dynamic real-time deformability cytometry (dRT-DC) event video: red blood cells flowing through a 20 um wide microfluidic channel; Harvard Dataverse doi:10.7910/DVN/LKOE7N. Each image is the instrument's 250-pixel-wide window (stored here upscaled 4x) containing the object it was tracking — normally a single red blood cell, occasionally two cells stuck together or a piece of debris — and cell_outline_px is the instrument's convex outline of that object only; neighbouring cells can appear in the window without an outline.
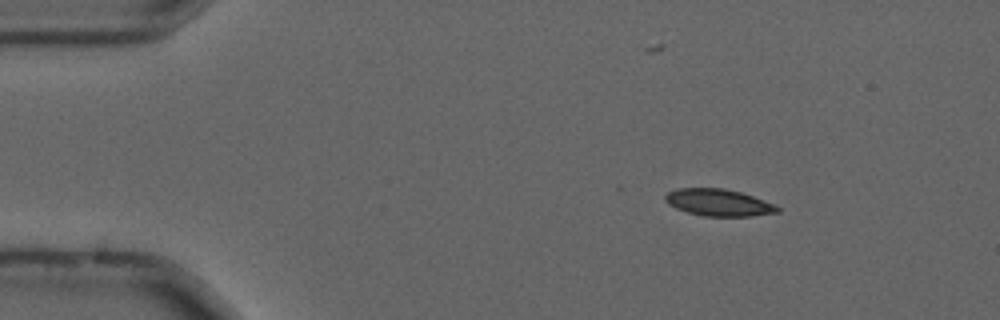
{"species": "common noctule bat (a hibernating species)", "species_latin": "Nyctalus noctula", "temperature_condition": "cold", "stored_images_in_passage": 19, "camera_frame_rate_fps": 3000, "um_per_image_px": 0.085, "animal": {"sex": "male", "forearm_length_mm": 52.5}, "frame": {"image": 1, "passage_image": 8, "time_ms": 2.333, "image_size_px": [1000, 320], "cell_outline_px": [[780, 212], [752, 216], [704, 216], [688, 212], [676, 208], [668, 204], [664, 200], [664, 196], [668, 192], [676, 188], [724, 188], [740, 192], [776, 204], [780, 208]], "centroid_in_image_um": [61.08, 17.21], "position_along_channel_um": 23.9, "area_um2": 17.69}}